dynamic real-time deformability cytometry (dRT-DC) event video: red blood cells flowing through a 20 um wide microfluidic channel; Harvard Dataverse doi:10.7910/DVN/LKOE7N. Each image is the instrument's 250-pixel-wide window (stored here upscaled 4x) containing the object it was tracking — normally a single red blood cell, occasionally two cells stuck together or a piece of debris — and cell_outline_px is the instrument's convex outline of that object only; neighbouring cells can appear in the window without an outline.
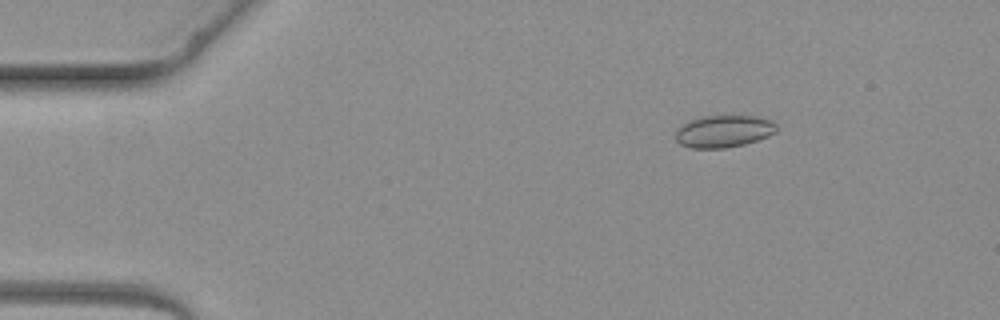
{"species": "common noctule bat (a hibernating species)", "species_latin": "Nyctalus noctula", "temperature_condition": "warm", "stored_images_in_passage": 4, "camera_frame_rate_fps": 3000, "um_per_image_px": 0.085, "animal": {"sex": "female", "body_mass_g": 19.3, "forearm_length_mm": 54.1}, "frame": {"image": 1, "passage_image": 4, "time_ms": 3.667, "image_size_px": [1000, 320], "cell_outline_px": [[776, 132], [768, 136], [744, 144], [724, 148], [692, 148], [680, 144], [676, 140], [676, 128], [688, 120], [700, 116], [756, 116], [772, 120], [776, 124]], "centroid_in_image_um": [61.49, 11.15], "position_along_channel_um": 23.5, "area_um2": 19.02}}